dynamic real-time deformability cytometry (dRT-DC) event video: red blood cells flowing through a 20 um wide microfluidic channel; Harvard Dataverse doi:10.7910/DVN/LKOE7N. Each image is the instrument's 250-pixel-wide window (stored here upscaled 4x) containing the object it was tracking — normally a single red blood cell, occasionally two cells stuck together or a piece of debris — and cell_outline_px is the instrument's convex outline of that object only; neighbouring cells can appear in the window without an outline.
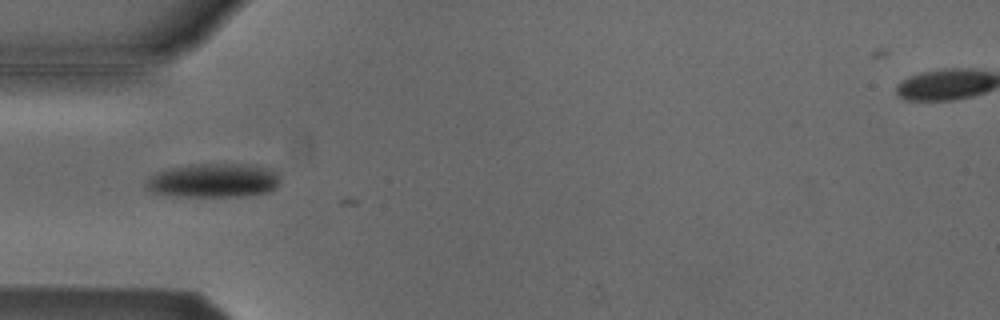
{"species": "Egyptian fruit bat (a non-hibernating species)", "species_latin": "Rousettus aegyptiacus", "temperature_condition": "cold", "stored_images_in_passage": 2, "camera_frame_rate_fps": 3000, "um_per_image_px": 0.085, "animal": {"sex": "male"}, "frame": {"image": 1, "passage_image": 1, "time_ms": 0.0, "image_size_px": [1000, 320], "cell_outline_px": [[280, 184], [272, 192], [248, 196], [176, 196], [152, 192], [144, 184], [156, 172], [188, 164], [240, 164], [268, 168], [280, 172]], "centroid_in_image_um": [18.23, 15.35], "position_along_channel_um": 66.8, "area_um2": 26.76}}